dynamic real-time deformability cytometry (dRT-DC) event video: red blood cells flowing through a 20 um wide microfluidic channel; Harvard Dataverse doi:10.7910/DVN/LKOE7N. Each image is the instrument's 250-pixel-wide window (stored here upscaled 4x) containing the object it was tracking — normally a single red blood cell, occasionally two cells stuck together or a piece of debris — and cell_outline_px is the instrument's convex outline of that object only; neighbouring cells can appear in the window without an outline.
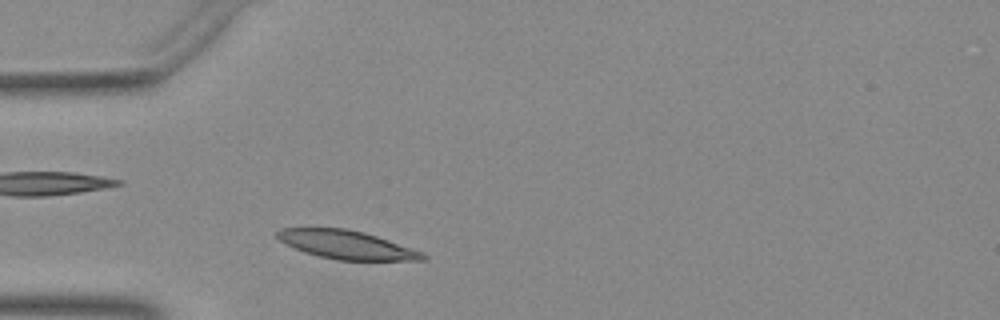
{"species": "Egyptian fruit bat (a non-hibernating species)", "species_latin": "Rousettus aegyptiacus", "temperature_condition": "warm", "stored_images_in_passage": 31, "camera_frame_rate_fps": 3000, "um_per_image_px": 0.085, "animal": {"sex": "female"}, "frame": {"image": 1, "passage_image": 1, "time_ms": 0.0, "image_size_px": [1000, 320], "cell_outline_px": [[428, 256], [424, 260], [336, 260], [304, 252], [280, 240], [276, 236], [276, 232], [280, 228], [344, 228], [376, 236], [424, 252]], "centroid_in_image_um": [29.47, 20.81], "position_along_channel_um": 55.5, "area_um2": 23.81}}
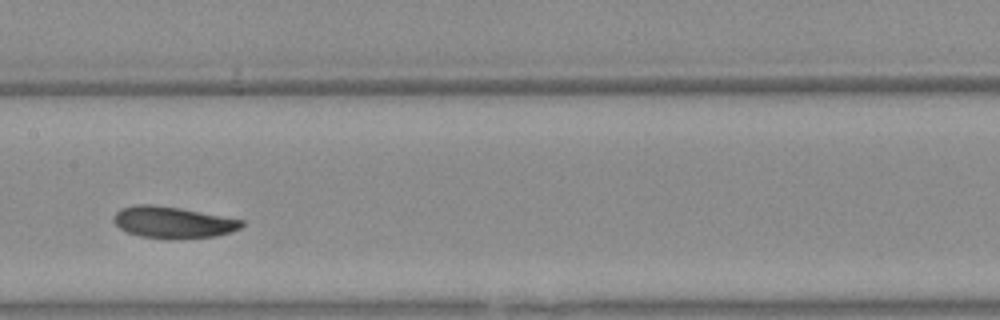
{"frame": {"image": 2, "passage_image": 12, "time_ms": 3.667, "image_size_px": [1000, 320], "cell_outline_px": [[244, 224], [240, 228], [216, 236], [184, 240], [176, 240], [140, 236], [128, 232], [120, 228], [112, 220], [112, 216], [120, 208], [136, 204], [148, 204], [180, 208], [244, 220]], "centroid_in_image_um": [14.68, 18.91], "position_along_channel_um": 192.7, "area_um2": 23.76}}
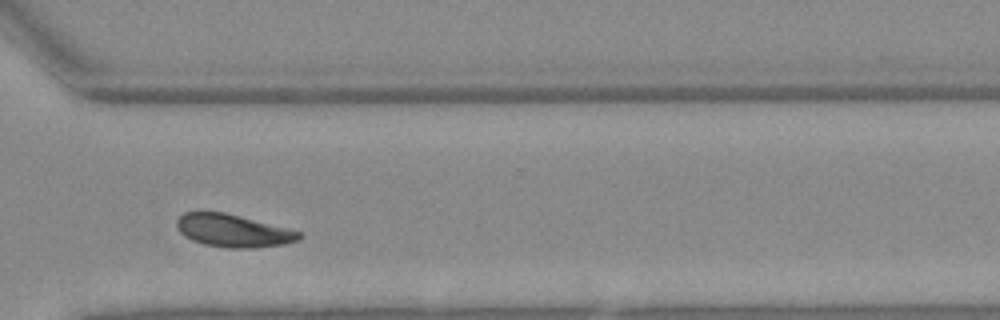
{"frame": {"image": 3, "passage_image": 24, "time_ms": 7.667, "image_size_px": [1000, 320], "cell_outline_px": [[304, 236], [300, 240], [284, 244], [256, 248], [228, 248], [204, 244], [192, 240], [184, 236], [180, 232], [176, 224], [176, 220], [184, 212], [224, 212], [300, 232]], "centroid_in_image_um": [19.8, 19.62], "position_along_channel_um": 350.8, "area_um2": 23.12}}